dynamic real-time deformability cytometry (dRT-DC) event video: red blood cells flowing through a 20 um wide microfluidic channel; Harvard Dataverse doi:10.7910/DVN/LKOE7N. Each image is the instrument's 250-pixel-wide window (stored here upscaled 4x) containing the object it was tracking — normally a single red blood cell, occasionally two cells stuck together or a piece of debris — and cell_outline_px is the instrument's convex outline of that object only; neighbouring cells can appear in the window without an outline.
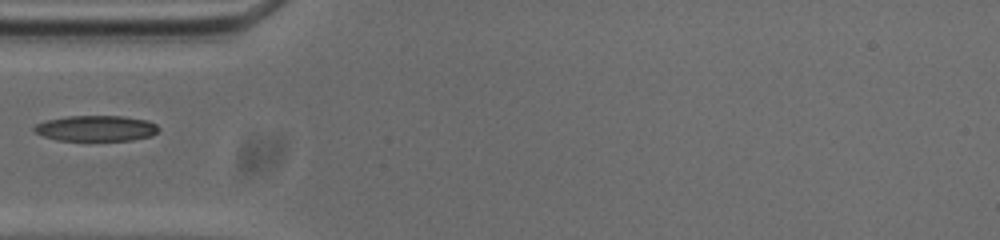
{"species": "common noctule bat (a hibernating species)", "species_latin": "Nyctalus noctula", "temperature_condition": "cold", "stored_images_in_passage": 35, "camera_frame_rate_fps": 3000, "um_per_image_px": 0.085, "animal": {"sex": "male", "body_mass_g": 20.0, "forearm_length_mm": 53.3}, "frame": {"image": 1, "passage_image": 1, "time_ms": 0.0, "image_size_px": [1000, 240], "cell_outline_px": [[160, 128], [152, 136], [132, 140], [56, 140], [44, 136], [36, 132], [32, 128], [36, 124], [48, 120], [68, 116], [120, 116], [148, 120], [156, 124]], "centroid_in_image_um": [8.19, 10.91], "position_along_channel_um": 76.8, "area_um2": 18.5}}
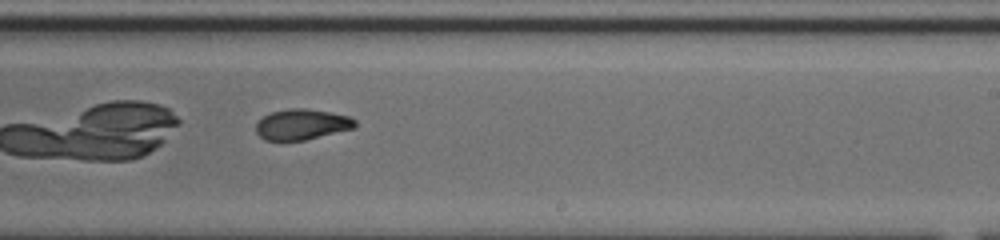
{"frame": {"image": 2, "passage_image": 16, "time_ms": 5.0, "image_size_px": [1000, 240], "cell_outline_px": [[356, 128], [304, 140], [280, 144], [264, 140], [256, 132], [256, 124], [264, 116], [272, 112], [288, 108], [304, 108], [328, 112], [348, 116], [356, 120]], "centroid_in_image_um": [25.62, 10.62], "position_along_channel_um": 263.4, "area_um2": 18.15}}
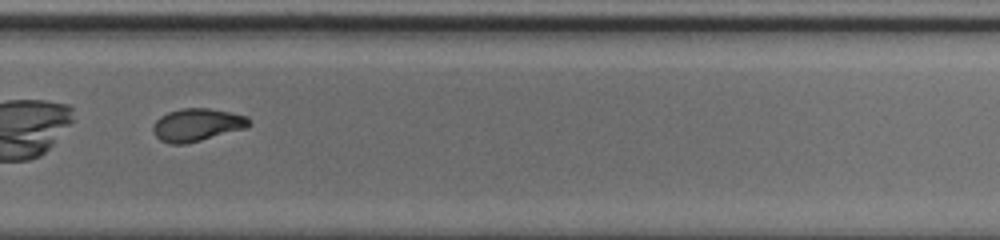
{"frame": {"image": 3, "passage_image": 20, "time_ms": 6.333, "image_size_px": [1000, 240], "cell_outline_px": [[248, 128], [184, 144], [168, 144], [160, 140], [152, 132], [152, 128], [156, 120], [160, 116], [168, 112], [180, 108], [208, 108], [248, 116]], "centroid_in_image_um": [16.71, 10.61], "position_along_channel_um": 313.1, "area_um2": 18.26}}